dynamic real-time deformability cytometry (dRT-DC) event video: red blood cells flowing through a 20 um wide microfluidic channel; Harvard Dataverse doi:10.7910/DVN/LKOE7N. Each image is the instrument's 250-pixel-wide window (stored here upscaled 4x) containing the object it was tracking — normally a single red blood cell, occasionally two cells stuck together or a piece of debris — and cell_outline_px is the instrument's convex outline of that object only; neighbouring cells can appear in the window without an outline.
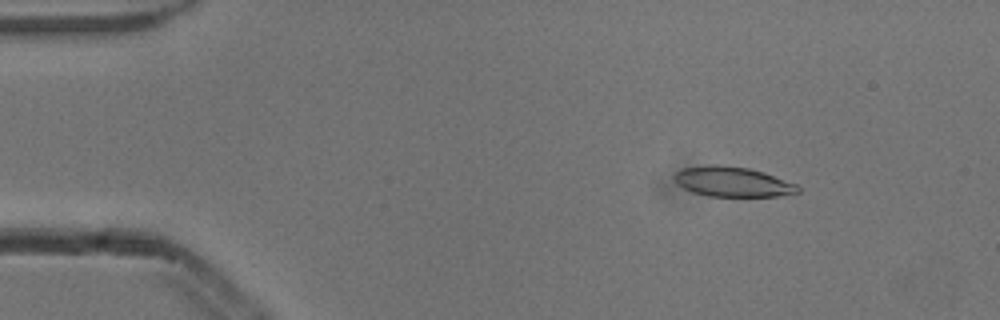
{"species": "common noctule bat (a hibernating species)", "species_latin": "Nyctalus noctula", "temperature_condition": "cold", "stored_images_in_passage": 4, "camera_frame_rate_fps": 3000, "um_per_image_px": 0.085, "animal": {"sex": "male", "body_mass_g": 13.3}, "frame": {"image": 1, "passage_image": 2, "time_ms": 0.333, "image_size_px": [1000, 320], "cell_outline_px": [[800, 192], [780, 196], [708, 196], [692, 192], [676, 184], [672, 176], [680, 168], [708, 164], [720, 164], [748, 168], [764, 172], [796, 184], [800, 188]], "centroid_in_image_um": [62.22, 15.44], "position_along_channel_um": 22.8, "area_um2": 21.85}}